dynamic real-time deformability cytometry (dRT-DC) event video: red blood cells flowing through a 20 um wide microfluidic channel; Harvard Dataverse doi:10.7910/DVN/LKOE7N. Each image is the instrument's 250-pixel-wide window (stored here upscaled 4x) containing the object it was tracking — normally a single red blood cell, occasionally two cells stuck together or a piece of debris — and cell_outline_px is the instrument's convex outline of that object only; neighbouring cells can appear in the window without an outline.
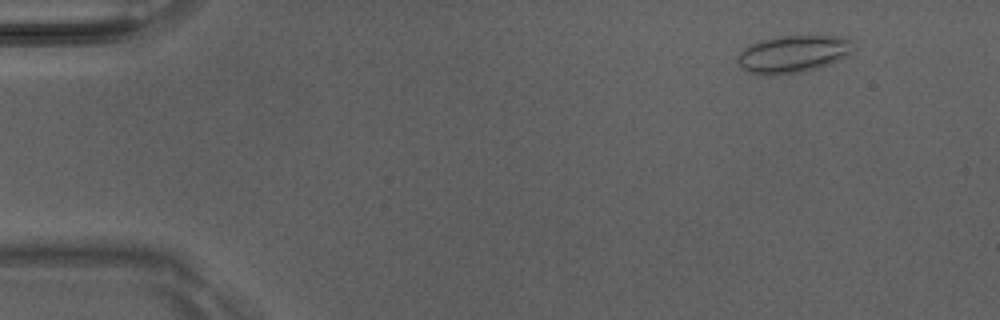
{"species": "Egyptian fruit bat (a non-hibernating species)", "species_latin": "Rousettus aegyptiacus", "temperature_condition": "room temperature", "stored_images_in_passage": 50, "camera_frame_rate_fps": 3000, "um_per_image_px": 0.085, "animal": {"sex": "male"}, "frame": {"image": 1, "passage_image": 5, "time_ms": 1.333, "image_size_px": [1000, 320], "cell_outline_px": [[856, 40], [848, 52], [844, 56], [820, 68], [804, 72], [772, 76], [748, 72], [736, 60], [740, 52], [744, 48], [760, 40], [776, 36], [836, 36]], "centroid_in_image_um": [67.39, 4.59], "position_along_channel_um": 17.6, "area_um2": 25.09}}
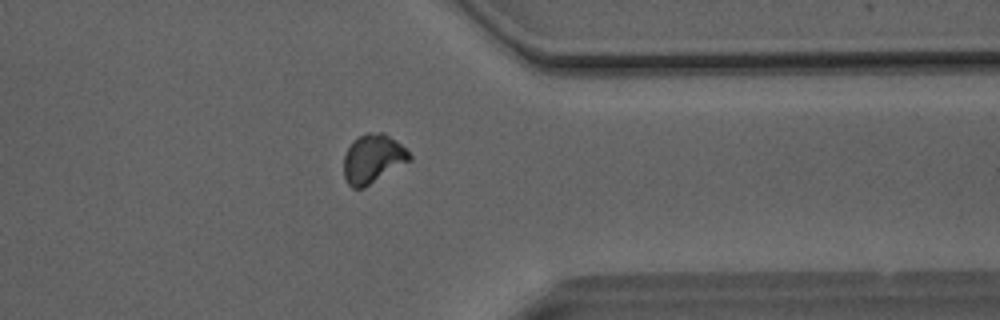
{"frame": {"image": 2, "passage_image": 40, "time_ms": 13.0, "image_size_px": [1000, 320], "cell_outline_px": [[412, 160], [364, 188], [352, 188], [348, 184], [344, 176], [344, 156], [352, 140], [368, 132], [384, 132], [400, 144], [412, 156]], "centroid_in_image_um": [31.69, 13.5], "position_along_channel_um": 379.7, "area_um2": 18.73}}
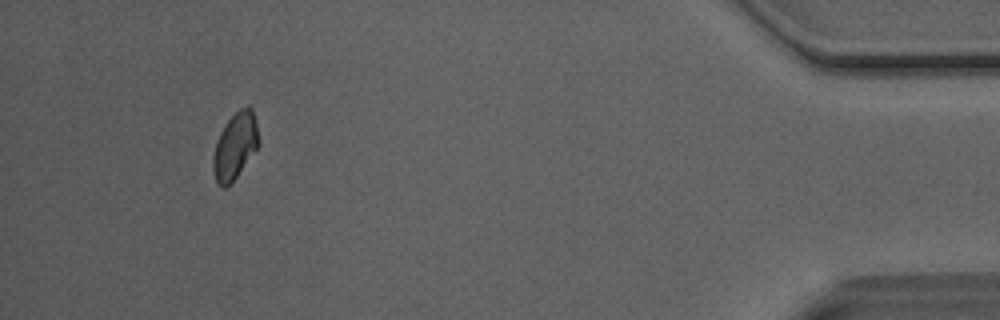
{"frame": {"image": 3, "passage_image": 47, "time_ms": 15.333, "image_size_px": [1000, 320], "cell_outline_px": [[260, 144], [236, 176], [224, 188], [216, 180], [212, 168], [212, 156], [216, 140], [220, 132], [228, 120], [240, 108], [248, 104], [252, 108], [260, 140]], "centroid_in_image_um": [19.98, 12.36], "position_along_channel_um": 415.2, "area_um2": 17.46}, "authors_computed_cell_mechanics": {"area_um2": 18.6694, "velocity_mm_per_s": 4.0765, "shape_relaxation_time_tau1_ms": 8.9732, "shape_relaxation_time_tau2_ms": 2.8538, "deformation_change_tau1": 0.1087, "deformation_change_tau2": 0.0598}}